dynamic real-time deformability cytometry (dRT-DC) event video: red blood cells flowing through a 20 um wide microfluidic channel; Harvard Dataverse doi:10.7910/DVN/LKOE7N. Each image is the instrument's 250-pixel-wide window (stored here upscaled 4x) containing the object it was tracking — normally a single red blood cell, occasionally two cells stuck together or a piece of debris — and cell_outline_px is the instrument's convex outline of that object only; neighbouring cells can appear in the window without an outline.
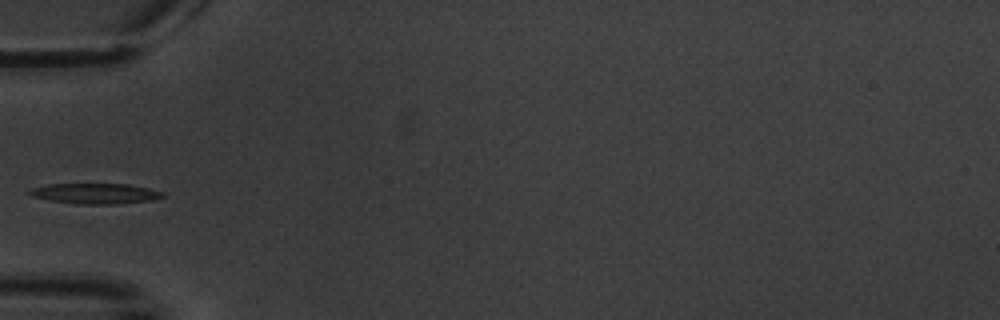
{"species": "common noctule bat (a hibernating species)", "species_latin": "Nyctalus noctula", "temperature_condition": "warm", "stored_images_in_passage": 5, "camera_frame_rate_fps": 3000, "um_per_image_px": 0.085, "animal": {"sex": "male", "body_mass_g": 20.1, "forearm_length_mm": 53.5}, "frame": {"image": 1, "passage_image": 5, "time_ms": 4.667, "image_size_px": [1000, 320], "cell_outline_px": [[164, 196], [152, 200], [116, 204], [76, 204], [48, 200], [32, 196], [24, 192], [32, 188], [48, 184], [128, 184], [148, 188], [164, 192]], "centroid_in_image_um": [8.06, 16.45], "position_along_channel_um": 76.9, "area_um2": 15.95}}